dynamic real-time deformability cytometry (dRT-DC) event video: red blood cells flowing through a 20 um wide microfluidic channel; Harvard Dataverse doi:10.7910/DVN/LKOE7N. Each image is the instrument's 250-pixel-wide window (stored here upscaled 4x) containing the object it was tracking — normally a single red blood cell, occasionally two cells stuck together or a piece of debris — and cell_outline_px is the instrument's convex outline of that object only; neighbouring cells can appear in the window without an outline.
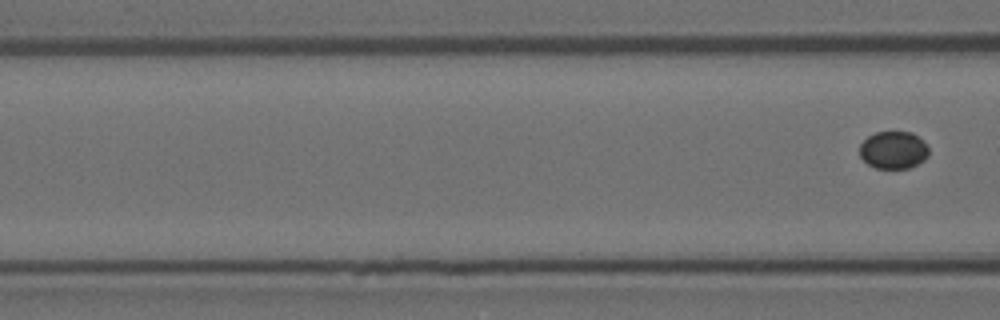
{"species": "Egyptian fruit bat (a non-hibernating species)", "species_latin": "Rousettus aegyptiacus", "temperature_condition": "room temperature", "stored_images_in_passage": 4, "segment_of_instrument_passage": [2, 2], "camera_frame_rate_fps": 3000, "um_per_image_px": 0.085, "animal": {"sex": "female"}, "frame": {"image": 1, "passage_image": 4, "time_ms": 1.0, "image_size_px": [1000, 320], "cell_outline_px": [[928, 156], [924, 160], [908, 168], [876, 168], [868, 164], [860, 156], [860, 144], [868, 136], [876, 132], [912, 132], [924, 140], [928, 144]], "centroid_in_image_um": [75.96, 12.74], "position_along_channel_um": 90.6, "area_um2": 15.14}}